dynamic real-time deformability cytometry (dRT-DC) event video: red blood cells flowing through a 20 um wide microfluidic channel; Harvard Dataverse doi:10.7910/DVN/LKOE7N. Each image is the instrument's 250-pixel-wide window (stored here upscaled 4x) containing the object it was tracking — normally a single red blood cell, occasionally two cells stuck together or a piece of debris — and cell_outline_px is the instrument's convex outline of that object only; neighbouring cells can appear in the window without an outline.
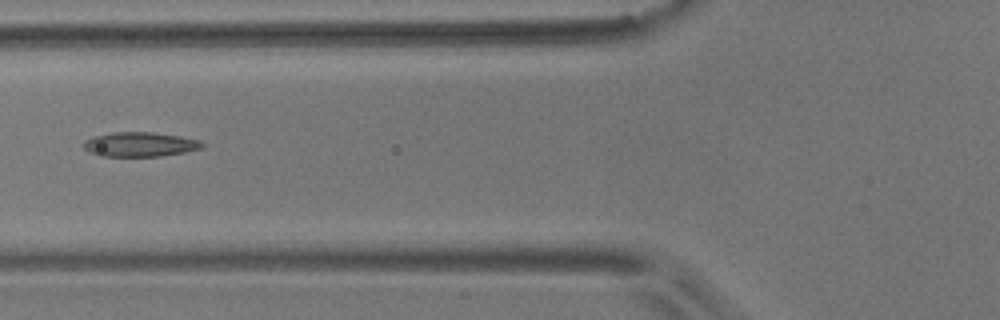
{"species": "common noctule bat (a hibernating species)", "species_latin": "Nyctalus noctula", "temperature_condition": "room temperature", "stored_images_in_passage": 10, "camera_frame_rate_fps": 3000, "um_per_image_px": 0.085, "animal": {"sex": "male", "body_mass_g": 17.9}, "frame": {"image": 1, "passage_image": 6, "time_ms": 1.667, "image_size_px": [1000, 320], "cell_outline_px": [[204, 144], [200, 148], [184, 152], [160, 156], [100, 156], [88, 152], [84, 148], [84, 140], [92, 136], [112, 132], [152, 132], [180, 136], [200, 140]], "centroid_in_image_um": [11.85, 12.26], "position_along_channel_um": 114.0, "area_um2": 16.94}}
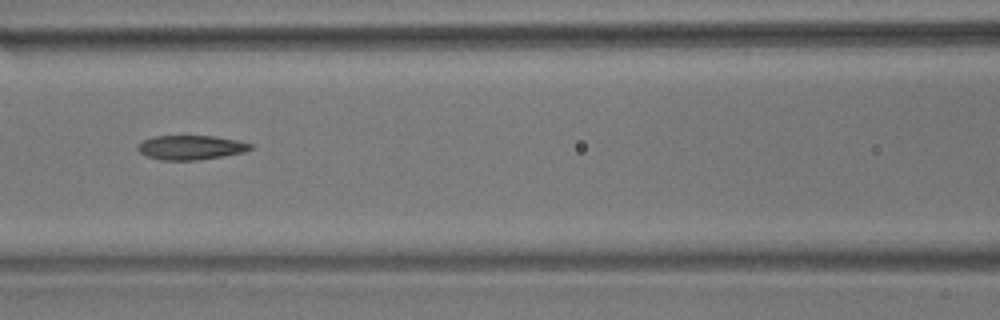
{"frame": {"image": 2, "passage_image": 7, "time_ms": 2.0, "image_size_px": [1000, 320], "cell_outline_px": [[252, 148], [244, 152], [224, 156], [200, 160], [160, 160], [148, 156], [140, 152], [136, 148], [144, 140], [152, 136], [216, 136], [236, 140], [252, 144]], "centroid_in_image_um": [16.23, 12.54], "position_along_channel_um": 150.4, "area_um2": 15.95}}